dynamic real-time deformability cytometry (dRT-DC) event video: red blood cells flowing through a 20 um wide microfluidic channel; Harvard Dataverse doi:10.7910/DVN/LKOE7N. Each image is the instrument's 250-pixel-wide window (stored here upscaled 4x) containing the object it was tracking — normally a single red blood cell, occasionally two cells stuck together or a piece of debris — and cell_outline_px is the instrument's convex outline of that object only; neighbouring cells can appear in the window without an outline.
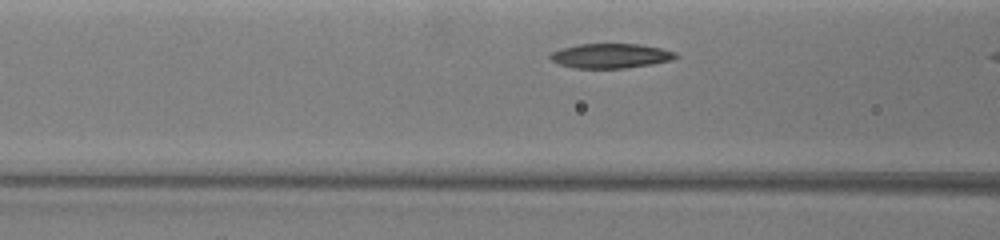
{"species": "common noctule bat (a hibernating species)", "species_latin": "Nyctalus noctula", "temperature_condition": "warm", "stored_images_in_passage": 7, "camera_frame_rate_fps": 3000, "um_per_image_px": 0.085, "animal": {"sex": "female", "body_mass_g": 19.5, "forearm_length_mm": 54.1}, "frame": {"image": 1, "passage_image": 5, "time_ms": 1.667, "image_size_px": [1000, 240], "cell_outline_px": [[680, 56], [672, 60], [652, 64], [620, 68], [576, 68], [560, 64], [552, 60], [548, 56], [552, 52], [560, 48], [580, 44], [640, 44], [660, 48], [676, 52]], "centroid_in_image_um": [51.92, 4.74], "position_along_channel_um": 114.7, "area_um2": 17.92}}